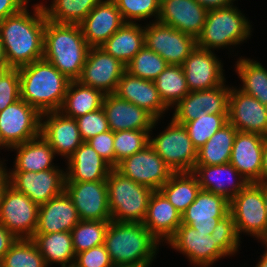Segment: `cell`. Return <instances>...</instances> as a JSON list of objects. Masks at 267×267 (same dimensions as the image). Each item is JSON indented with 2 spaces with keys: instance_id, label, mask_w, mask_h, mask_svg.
<instances>
[{
  "instance_id": "2e32d148",
  "label": "cell",
  "mask_w": 267,
  "mask_h": 267,
  "mask_svg": "<svg viewBox=\"0 0 267 267\" xmlns=\"http://www.w3.org/2000/svg\"><path fill=\"white\" fill-rule=\"evenodd\" d=\"M167 242L172 248L185 254L196 266L208 267L219 258L227 256L211 234L199 232L186 224H181Z\"/></svg>"
},
{
  "instance_id": "f1b7e54d",
  "label": "cell",
  "mask_w": 267,
  "mask_h": 267,
  "mask_svg": "<svg viewBox=\"0 0 267 267\" xmlns=\"http://www.w3.org/2000/svg\"><path fill=\"white\" fill-rule=\"evenodd\" d=\"M142 224L159 242L168 241L181 225V214L160 191H154Z\"/></svg>"
},
{
  "instance_id": "d6986e66",
  "label": "cell",
  "mask_w": 267,
  "mask_h": 267,
  "mask_svg": "<svg viewBox=\"0 0 267 267\" xmlns=\"http://www.w3.org/2000/svg\"><path fill=\"white\" fill-rule=\"evenodd\" d=\"M212 51L195 47L182 64L190 92L211 89L224 83L223 69Z\"/></svg>"
},
{
  "instance_id": "44dd1931",
  "label": "cell",
  "mask_w": 267,
  "mask_h": 267,
  "mask_svg": "<svg viewBox=\"0 0 267 267\" xmlns=\"http://www.w3.org/2000/svg\"><path fill=\"white\" fill-rule=\"evenodd\" d=\"M207 13L208 10L195 0H163L160 2L158 21L197 39Z\"/></svg>"
},
{
  "instance_id": "be15d7a7",
  "label": "cell",
  "mask_w": 267,
  "mask_h": 267,
  "mask_svg": "<svg viewBox=\"0 0 267 267\" xmlns=\"http://www.w3.org/2000/svg\"><path fill=\"white\" fill-rule=\"evenodd\" d=\"M1 147H8V146H7L6 143L2 140L1 135H0V148H1ZM0 163H2V162L0 161Z\"/></svg>"
},
{
  "instance_id": "cb8c5ba5",
  "label": "cell",
  "mask_w": 267,
  "mask_h": 267,
  "mask_svg": "<svg viewBox=\"0 0 267 267\" xmlns=\"http://www.w3.org/2000/svg\"><path fill=\"white\" fill-rule=\"evenodd\" d=\"M125 21L113 0L97 4L79 24L87 44L100 47Z\"/></svg>"
},
{
  "instance_id": "4fadbf2b",
  "label": "cell",
  "mask_w": 267,
  "mask_h": 267,
  "mask_svg": "<svg viewBox=\"0 0 267 267\" xmlns=\"http://www.w3.org/2000/svg\"><path fill=\"white\" fill-rule=\"evenodd\" d=\"M63 172L57 167L40 172L11 170L9 185L41 206L64 192L66 172Z\"/></svg>"
},
{
  "instance_id": "9a60e30c",
  "label": "cell",
  "mask_w": 267,
  "mask_h": 267,
  "mask_svg": "<svg viewBox=\"0 0 267 267\" xmlns=\"http://www.w3.org/2000/svg\"><path fill=\"white\" fill-rule=\"evenodd\" d=\"M80 220H111L106 181L65 182Z\"/></svg>"
},
{
  "instance_id": "d4e9b609",
  "label": "cell",
  "mask_w": 267,
  "mask_h": 267,
  "mask_svg": "<svg viewBox=\"0 0 267 267\" xmlns=\"http://www.w3.org/2000/svg\"><path fill=\"white\" fill-rule=\"evenodd\" d=\"M150 113L156 120L168 109L161 100L154 81L145 80L124 72L114 93Z\"/></svg>"
},
{
  "instance_id": "7c38bea8",
  "label": "cell",
  "mask_w": 267,
  "mask_h": 267,
  "mask_svg": "<svg viewBox=\"0 0 267 267\" xmlns=\"http://www.w3.org/2000/svg\"><path fill=\"white\" fill-rule=\"evenodd\" d=\"M115 169L134 182L149 187L153 191H159L173 174V171L150 144L119 162Z\"/></svg>"
},
{
  "instance_id": "f5cc1de1",
  "label": "cell",
  "mask_w": 267,
  "mask_h": 267,
  "mask_svg": "<svg viewBox=\"0 0 267 267\" xmlns=\"http://www.w3.org/2000/svg\"><path fill=\"white\" fill-rule=\"evenodd\" d=\"M28 0H0V21L27 7Z\"/></svg>"
},
{
  "instance_id": "484cf974",
  "label": "cell",
  "mask_w": 267,
  "mask_h": 267,
  "mask_svg": "<svg viewBox=\"0 0 267 267\" xmlns=\"http://www.w3.org/2000/svg\"><path fill=\"white\" fill-rule=\"evenodd\" d=\"M79 221L77 209L64 191L39 206L35 233L71 232Z\"/></svg>"
},
{
  "instance_id": "7a4b0ae2",
  "label": "cell",
  "mask_w": 267,
  "mask_h": 267,
  "mask_svg": "<svg viewBox=\"0 0 267 267\" xmlns=\"http://www.w3.org/2000/svg\"><path fill=\"white\" fill-rule=\"evenodd\" d=\"M20 98L40 114L59 111L71 80L45 59L18 68Z\"/></svg>"
},
{
  "instance_id": "ab89813d",
  "label": "cell",
  "mask_w": 267,
  "mask_h": 267,
  "mask_svg": "<svg viewBox=\"0 0 267 267\" xmlns=\"http://www.w3.org/2000/svg\"><path fill=\"white\" fill-rule=\"evenodd\" d=\"M0 262L2 267H48L31 238H18Z\"/></svg>"
},
{
  "instance_id": "ee69618b",
  "label": "cell",
  "mask_w": 267,
  "mask_h": 267,
  "mask_svg": "<svg viewBox=\"0 0 267 267\" xmlns=\"http://www.w3.org/2000/svg\"><path fill=\"white\" fill-rule=\"evenodd\" d=\"M119 9L125 23H135V20L156 16L160 13L159 0H113ZM156 14V15H155ZM134 20V22L132 21Z\"/></svg>"
},
{
  "instance_id": "7bdbcfd3",
  "label": "cell",
  "mask_w": 267,
  "mask_h": 267,
  "mask_svg": "<svg viewBox=\"0 0 267 267\" xmlns=\"http://www.w3.org/2000/svg\"><path fill=\"white\" fill-rule=\"evenodd\" d=\"M149 130L114 132L115 167L119 162L139 152L149 144Z\"/></svg>"
},
{
  "instance_id": "f546056e",
  "label": "cell",
  "mask_w": 267,
  "mask_h": 267,
  "mask_svg": "<svg viewBox=\"0 0 267 267\" xmlns=\"http://www.w3.org/2000/svg\"><path fill=\"white\" fill-rule=\"evenodd\" d=\"M144 45V28L124 23L100 48L126 66Z\"/></svg>"
},
{
  "instance_id": "680465c9",
  "label": "cell",
  "mask_w": 267,
  "mask_h": 267,
  "mask_svg": "<svg viewBox=\"0 0 267 267\" xmlns=\"http://www.w3.org/2000/svg\"><path fill=\"white\" fill-rule=\"evenodd\" d=\"M0 66H9L1 38H0Z\"/></svg>"
},
{
  "instance_id": "f907efd6",
  "label": "cell",
  "mask_w": 267,
  "mask_h": 267,
  "mask_svg": "<svg viewBox=\"0 0 267 267\" xmlns=\"http://www.w3.org/2000/svg\"><path fill=\"white\" fill-rule=\"evenodd\" d=\"M111 265L109 253L102 244L76 254L73 267H110Z\"/></svg>"
},
{
  "instance_id": "4dcf8cb0",
  "label": "cell",
  "mask_w": 267,
  "mask_h": 267,
  "mask_svg": "<svg viewBox=\"0 0 267 267\" xmlns=\"http://www.w3.org/2000/svg\"><path fill=\"white\" fill-rule=\"evenodd\" d=\"M11 148L17 150L14 171L40 172L55 168L52 160L56 153L41 134Z\"/></svg>"
},
{
  "instance_id": "3957f363",
  "label": "cell",
  "mask_w": 267,
  "mask_h": 267,
  "mask_svg": "<svg viewBox=\"0 0 267 267\" xmlns=\"http://www.w3.org/2000/svg\"><path fill=\"white\" fill-rule=\"evenodd\" d=\"M89 49L80 25L56 23L47 19L43 59L49 61L69 80L80 77Z\"/></svg>"
},
{
  "instance_id": "8d00e7d4",
  "label": "cell",
  "mask_w": 267,
  "mask_h": 267,
  "mask_svg": "<svg viewBox=\"0 0 267 267\" xmlns=\"http://www.w3.org/2000/svg\"><path fill=\"white\" fill-rule=\"evenodd\" d=\"M104 0H53L49 7L42 4L46 18L62 24L79 25L88 13Z\"/></svg>"
},
{
  "instance_id": "bcb514c9",
  "label": "cell",
  "mask_w": 267,
  "mask_h": 267,
  "mask_svg": "<svg viewBox=\"0 0 267 267\" xmlns=\"http://www.w3.org/2000/svg\"><path fill=\"white\" fill-rule=\"evenodd\" d=\"M175 107L172 119L177 123H187L201 114H207L203 110V90L189 92Z\"/></svg>"
},
{
  "instance_id": "836d02e7",
  "label": "cell",
  "mask_w": 267,
  "mask_h": 267,
  "mask_svg": "<svg viewBox=\"0 0 267 267\" xmlns=\"http://www.w3.org/2000/svg\"><path fill=\"white\" fill-rule=\"evenodd\" d=\"M237 129L229 122L197 150L195 165H223L230 161Z\"/></svg>"
},
{
  "instance_id": "74e56055",
  "label": "cell",
  "mask_w": 267,
  "mask_h": 267,
  "mask_svg": "<svg viewBox=\"0 0 267 267\" xmlns=\"http://www.w3.org/2000/svg\"><path fill=\"white\" fill-rule=\"evenodd\" d=\"M236 71L243 82L239 90L255 97L261 104L267 103V70L261 63L250 59H239Z\"/></svg>"
},
{
  "instance_id": "9f6ffc18",
  "label": "cell",
  "mask_w": 267,
  "mask_h": 267,
  "mask_svg": "<svg viewBox=\"0 0 267 267\" xmlns=\"http://www.w3.org/2000/svg\"><path fill=\"white\" fill-rule=\"evenodd\" d=\"M9 186V173L3 166V164L0 163V200L3 197L4 191Z\"/></svg>"
},
{
  "instance_id": "5bb4252c",
  "label": "cell",
  "mask_w": 267,
  "mask_h": 267,
  "mask_svg": "<svg viewBox=\"0 0 267 267\" xmlns=\"http://www.w3.org/2000/svg\"><path fill=\"white\" fill-rule=\"evenodd\" d=\"M125 71V65L102 48L90 47L77 81L100 90L104 95L113 94Z\"/></svg>"
},
{
  "instance_id": "ac0fdd59",
  "label": "cell",
  "mask_w": 267,
  "mask_h": 267,
  "mask_svg": "<svg viewBox=\"0 0 267 267\" xmlns=\"http://www.w3.org/2000/svg\"><path fill=\"white\" fill-rule=\"evenodd\" d=\"M229 204L230 201L221 195L200 190L194 202L181 215V224L211 234L220 219L230 213Z\"/></svg>"
},
{
  "instance_id": "60d3db41",
  "label": "cell",
  "mask_w": 267,
  "mask_h": 267,
  "mask_svg": "<svg viewBox=\"0 0 267 267\" xmlns=\"http://www.w3.org/2000/svg\"><path fill=\"white\" fill-rule=\"evenodd\" d=\"M228 123V114H201L184 125L194 147L200 149L210 137Z\"/></svg>"
},
{
  "instance_id": "4316f807",
  "label": "cell",
  "mask_w": 267,
  "mask_h": 267,
  "mask_svg": "<svg viewBox=\"0 0 267 267\" xmlns=\"http://www.w3.org/2000/svg\"><path fill=\"white\" fill-rule=\"evenodd\" d=\"M192 173L197 177L201 190L221 195L229 201L248 184L231 163L215 166L195 165ZM233 176H236L235 179L238 176L239 181L234 183Z\"/></svg>"
},
{
  "instance_id": "7402d4cb",
  "label": "cell",
  "mask_w": 267,
  "mask_h": 267,
  "mask_svg": "<svg viewBox=\"0 0 267 267\" xmlns=\"http://www.w3.org/2000/svg\"><path fill=\"white\" fill-rule=\"evenodd\" d=\"M102 108L105 111L109 129L113 132L123 130H149L156 125L157 120L147 111L120 99L116 94H106Z\"/></svg>"
},
{
  "instance_id": "6f0895ef",
  "label": "cell",
  "mask_w": 267,
  "mask_h": 267,
  "mask_svg": "<svg viewBox=\"0 0 267 267\" xmlns=\"http://www.w3.org/2000/svg\"><path fill=\"white\" fill-rule=\"evenodd\" d=\"M261 182L267 183V137L265 138L262 151Z\"/></svg>"
},
{
  "instance_id": "e0dca14e",
  "label": "cell",
  "mask_w": 267,
  "mask_h": 267,
  "mask_svg": "<svg viewBox=\"0 0 267 267\" xmlns=\"http://www.w3.org/2000/svg\"><path fill=\"white\" fill-rule=\"evenodd\" d=\"M228 122L239 132L267 137V109L255 97L231 88Z\"/></svg>"
},
{
  "instance_id": "11a10c76",
  "label": "cell",
  "mask_w": 267,
  "mask_h": 267,
  "mask_svg": "<svg viewBox=\"0 0 267 267\" xmlns=\"http://www.w3.org/2000/svg\"><path fill=\"white\" fill-rule=\"evenodd\" d=\"M207 10L230 7L235 0H195Z\"/></svg>"
},
{
  "instance_id": "e575fe53",
  "label": "cell",
  "mask_w": 267,
  "mask_h": 267,
  "mask_svg": "<svg viewBox=\"0 0 267 267\" xmlns=\"http://www.w3.org/2000/svg\"><path fill=\"white\" fill-rule=\"evenodd\" d=\"M200 190L198 179L192 172L173 173L159 189L181 215L194 202Z\"/></svg>"
},
{
  "instance_id": "94428289",
  "label": "cell",
  "mask_w": 267,
  "mask_h": 267,
  "mask_svg": "<svg viewBox=\"0 0 267 267\" xmlns=\"http://www.w3.org/2000/svg\"><path fill=\"white\" fill-rule=\"evenodd\" d=\"M262 195H263L264 205H265L266 212H267V183L265 182H262Z\"/></svg>"
},
{
  "instance_id": "f35d334b",
  "label": "cell",
  "mask_w": 267,
  "mask_h": 267,
  "mask_svg": "<svg viewBox=\"0 0 267 267\" xmlns=\"http://www.w3.org/2000/svg\"><path fill=\"white\" fill-rule=\"evenodd\" d=\"M111 220H80L71 230L75 254L104 244Z\"/></svg>"
},
{
  "instance_id": "e7e4bbea",
  "label": "cell",
  "mask_w": 267,
  "mask_h": 267,
  "mask_svg": "<svg viewBox=\"0 0 267 267\" xmlns=\"http://www.w3.org/2000/svg\"><path fill=\"white\" fill-rule=\"evenodd\" d=\"M110 267H135V266H128V265H116V264H112Z\"/></svg>"
},
{
  "instance_id": "c3c4849f",
  "label": "cell",
  "mask_w": 267,
  "mask_h": 267,
  "mask_svg": "<svg viewBox=\"0 0 267 267\" xmlns=\"http://www.w3.org/2000/svg\"><path fill=\"white\" fill-rule=\"evenodd\" d=\"M231 89L220 86L203 90V110L207 114H228Z\"/></svg>"
},
{
  "instance_id": "9c48e42d",
  "label": "cell",
  "mask_w": 267,
  "mask_h": 267,
  "mask_svg": "<svg viewBox=\"0 0 267 267\" xmlns=\"http://www.w3.org/2000/svg\"><path fill=\"white\" fill-rule=\"evenodd\" d=\"M144 43L169 65H182L197 46L194 36L159 21L144 27Z\"/></svg>"
},
{
  "instance_id": "5b68a950",
  "label": "cell",
  "mask_w": 267,
  "mask_h": 267,
  "mask_svg": "<svg viewBox=\"0 0 267 267\" xmlns=\"http://www.w3.org/2000/svg\"><path fill=\"white\" fill-rule=\"evenodd\" d=\"M106 184L111 221L142 223L154 191L122 175L115 168L109 172Z\"/></svg>"
},
{
  "instance_id": "d6a6232c",
  "label": "cell",
  "mask_w": 267,
  "mask_h": 267,
  "mask_svg": "<svg viewBox=\"0 0 267 267\" xmlns=\"http://www.w3.org/2000/svg\"><path fill=\"white\" fill-rule=\"evenodd\" d=\"M31 239L37 245L47 266L52 262L61 264V267H73L76 254L71 232L34 233Z\"/></svg>"
},
{
  "instance_id": "91938a15",
  "label": "cell",
  "mask_w": 267,
  "mask_h": 267,
  "mask_svg": "<svg viewBox=\"0 0 267 267\" xmlns=\"http://www.w3.org/2000/svg\"><path fill=\"white\" fill-rule=\"evenodd\" d=\"M265 246L267 247V242H264ZM256 267H267V249L262 255L260 262L256 265Z\"/></svg>"
},
{
  "instance_id": "52a82bcc",
  "label": "cell",
  "mask_w": 267,
  "mask_h": 267,
  "mask_svg": "<svg viewBox=\"0 0 267 267\" xmlns=\"http://www.w3.org/2000/svg\"><path fill=\"white\" fill-rule=\"evenodd\" d=\"M230 214L236 230L267 242V212L262 195V182L248 183L230 200Z\"/></svg>"
},
{
  "instance_id": "d590c367",
  "label": "cell",
  "mask_w": 267,
  "mask_h": 267,
  "mask_svg": "<svg viewBox=\"0 0 267 267\" xmlns=\"http://www.w3.org/2000/svg\"><path fill=\"white\" fill-rule=\"evenodd\" d=\"M154 83L167 108L176 105L190 92L182 65H168Z\"/></svg>"
},
{
  "instance_id": "6125c7cd",
  "label": "cell",
  "mask_w": 267,
  "mask_h": 267,
  "mask_svg": "<svg viewBox=\"0 0 267 267\" xmlns=\"http://www.w3.org/2000/svg\"><path fill=\"white\" fill-rule=\"evenodd\" d=\"M8 69H10L9 66H0V78Z\"/></svg>"
},
{
  "instance_id": "30bf717a",
  "label": "cell",
  "mask_w": 267,
  "mask_h": 267,
  "mask_svg": "<svg viewBox=\"0 0 267 267\" xmlns=\"http://www.w3.org/2000/svg\"><path fill=\"white\" fill-rule=\"evenodd\" d=\"M39 206L28 196L8 186L0 200V223L17 238H32L38 223Z\"/></svg>"
},
{
  "instance_id": "83f0119b",
  "label": "cell",
  "mask_w": 267,
  "mask_h": 267,
  "mask_svg": "<svg viewBox=\"0 0 267 267\" xmlns=\"http://www.w3.org/2000/svg\"><path fill=\"white\" fill-rule=\"evenodd\" d=\"M112 167L84 141L68 158L65 182L106 181Z\"/></svg>"
},
{
  "instance_id": "b9f144b4",
  "label": "cell",
  "mask_w": 267,
  "mask_h": 267,
  "mask_svg": "<svg viewBox=\"0 0 267 267\" xmlns=\"http://www.w3.org/2000/svg\"><path fill=\"white\" fill-rule=\"evenodd\" d=\"M168 65L159 54L144 45L125 68L132 76L154 81Z\"/></svg>"
},
{
  "instance_id": "277c9868",
  "label": "cell",
  "mask_w": 267,
  "mask_h": 267,
  "mask_svg": "<svg viewBox=\"0 0 267 267\" xmlns=\"http://www.w3.org/2000/svg\"><path fill=\"white\" fill-rule=\"evenodd\" d=\"M159 241L142 223L110 221L104 246L112 264L149 267Z\"/></svg>"
},
{
  "instance_id": "ba28073f",
  "label": "cell",
  "mask_w": 267,
  "mask_h": 267,
  "mask_svg": "<svg viewBox=\"0 0 267 267\" xmlns=\"http://www.w3.org/2000/svg\"><path fill=\"white\" fill-rule=\"evenodd\" d=\"M149 144L173 171L192 172L197 160V149L191 142L184 125L171 120L165 131L156 138L149 136Z\"/></svg>"
},
{
  "instance_id": "7dc6e473",
  "label": "cell",
  "mask_w": 267,
  "mask_h": 267,
  "mask_svg": "<svg viewBox=\"0 0 267 267\" xmlns=\"http://www.w3.org/2000/svg\"><path fill=\"white\" fill-rule=\"evenodd\" d=\"M76 121L83 141H88L90 138L110 130L102 107L76 118Z\"/></svg>"
},
{
  "instance_id": "ffe728a7",
  "label": "cell",
  "mask_w": 267,
  "mask_h": 267,
  "mask_svg": "<svg viewBox=\"0 0 267 267\" xmlns=\"http://www.w3.org/2000/svg\"><path fill=\"white\" fill-rule=\"evenodd\" d=\"M44 117L47 121L42 122ZM40 134L56 154L66 158H69L84 142L76 119L66 117L60 111L41 114Z\"/></svg>"
},
{
  "instance_id": "f6af8a7d",
  "label": "cell",
  "mask_w": 267,
  "mask_h": 267,
  "mask_svg": "<svg viewBox=\"0 0 267 267\" xmlns=\"http://www.w3.org/2000/svg\"><path fill=\"white\" fill-rule=\"evenodd\" d=\"M211 236L218 241V247L226 254L233 255L240 245L234 219L229 213L217 223Z\"/></svg>"
},
{
  "instance_id": "db71d44e",
  "label": "cell",
  "mask_w": 267,
  "mask_h": 267,
  "mask_svg": "<svg viewBox=\"0 0 267 267\" xmlns=\"http://www.w3.org/2000/svg\"><path fill=\"white\" fill-rule=\"evenodd\" d=\"M18 238L0 223V260Z\"/></svg>"
},
{
  "instance_id": "1f68e13d",
  "label": "cell",
  "mask_w": 267,
  "mask_h": 267,
  "mask_svg": "<svg viewBox=\"0 0 267 267\" xmlns=\"http://www.w3.org/2000/svg\"><path fill=\"white\" fill-rule=\"evenodd\" d=\"M104 96L100 90L73 80L67 87L65 99L59 111L66 117L76 119L100 109Z\"/></svg>"
},
{
  "instance_id": "6da1fadb",
  "label": "cell",
  "mask_w": 267,
  "mask_h": 267,
  "mask_svg": "<svg viewBox=\"0 0 267 267\" xmlns=\"http://www.w3.org/2000/svg\"><path fill=\"white\" fill-rule=\"evenodd\" d=\"M46 15L42 4L30 15L26 7L0 21V38L10 68H20L43 59Z\"/></svg>"
},
{
  "instance_id": "681fc988",
  "label": "cell",
  "mask_w": 267,
  "mask_h": 267,
  "mask_svg": "<svg viewBox=\"0 0 267 267\" xmlns=\"http://www.w3.org/2000/svg\"><path fill=\"white\" fill-rule=\"evenodd\" d=\"M19 99V70L18 68H10L0 78V111Z\"/></svg>"
},
{
  "instance_id": "816d5d0a",
  "label": "cell",
  "mask_w": 267,
  "mask_h": 267,
  "mask_svg": "<svg viewBox=\"0 0 267 267\" xmlns=\"http://www.w3.org/2000/svg\"><path fill=\"white\" fill-rule=\"evenodd\" d=\"M88 142L91 147L112 167L115 168L114 132L108 130L100 133Z\"/></svg>"
},
{
  "instance_id": "8fae6325",
  "label": "cell",
  "mask_w": 267,
  "mask_h": 267,
  "mask_svg": "<svg viewBox=\"0 0 267 267\" xmlns=\"http://www.w3.org/2000/svg\"><path fill=\"white\" fill-rule=\"evenodd\" d=\"M41 114L22 98L0 111V135L8 149L40 135Z\"/></svg>"
},
{
  "instance_id": "603a6c76",
  "label": "cell",
  "mask_w": 267,
  "mask_h": 267,
  "mask_svg": "<svg viewBox=\"0 0 267 267\" xmlns=\"http://www.w3.org/2000/svg\"><path fill=\"white\" fill-rule=\"evenodd\" d=\"M264 136L237 131L231 151V163L248 183L261 182Z\"/></svg>"
},
{
  "instance_id": "8992f818",
  "label": "cell",
  "mask_w": 267,
  "mask_h": 267,
  "mask_svg": "<svg viewBox=\"0 0 267 267\" xmlns=\"http://www.w3.org/2000/svg\"><path fill=\"white\" fill-rule=\"evenodd\" d=\"M250 33V23L233 5L208 10L203 30L196 39L197 47L211 51L212 48L237 45Z\"/></svg>"
}]
</instances>
